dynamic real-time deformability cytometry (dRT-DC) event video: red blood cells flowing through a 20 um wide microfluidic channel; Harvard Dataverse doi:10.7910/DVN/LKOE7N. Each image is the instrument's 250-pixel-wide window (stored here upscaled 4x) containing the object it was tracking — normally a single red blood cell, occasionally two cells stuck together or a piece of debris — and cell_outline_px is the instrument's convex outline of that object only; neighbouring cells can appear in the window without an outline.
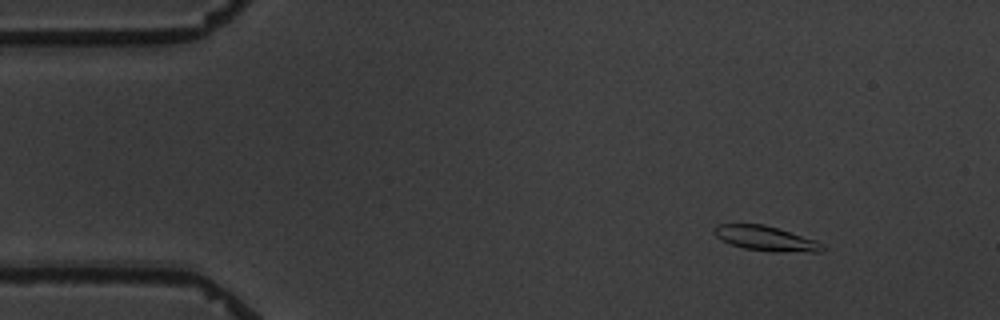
{"species": "common noctule bat (a hibernating species)", "species_latin": "Nyctalus noctula", "temperature_condition": "warm", "stored_images_in_passage": 4, "camera_frame_rate_fps": 3000, "um_per_image_px": 0.085, "animal": {"sex": "male", "body_mass_g": 19.5, "forearm_length_mm": 54.6}, "frame": {"image": 1, "passage_image": 2, "time_ms": 1.0, "image_size_px": [1000, 320], "cell_outline_px": [[828, 248], [820, 252], [772, 252], [744, 248], [732, 244], [716, 236], [712, 232], [712, 228], [716, 224], [764, 224], [816, 240], [824, 244]], "centroid_in_image_um": [65.13, 20.27], "position_along_channel_um": 19.9, "area_um2": 15.78}}